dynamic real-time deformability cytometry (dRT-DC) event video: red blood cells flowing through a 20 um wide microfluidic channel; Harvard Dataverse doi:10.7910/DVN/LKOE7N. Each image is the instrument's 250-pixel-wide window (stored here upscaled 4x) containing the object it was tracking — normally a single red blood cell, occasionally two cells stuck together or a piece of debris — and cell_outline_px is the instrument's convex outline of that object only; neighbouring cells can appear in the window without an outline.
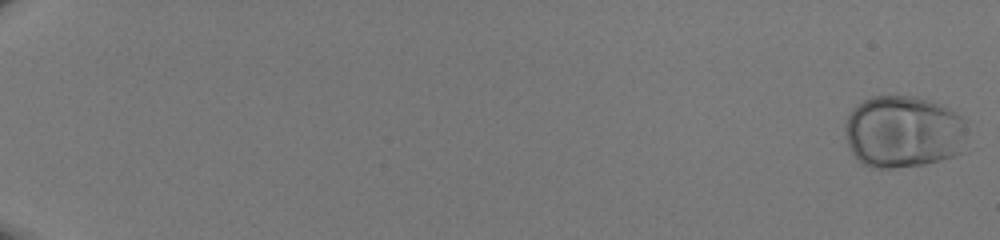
{"species": "human", "species_latin": "Homo sapiens", "temperature_condition": "room temperature", "stored_images_in_passage": 51, "camera_frame_rate_fps": 3000, "um_per_image_px": 0.085, "donor": {"sex": "male"}, "frame": {"image": 1, "passage_image": 1, "time_ms": 0.0, "image_size_px": [1000, 240], "cell_outline_px": [[968, 120], [960, 152], [956, 156], [924, 164], [892, 168], [872, 168], [864, 164], [848, 148], [844, 128], [848, 116], [852, 108], [856, 104], [872, 96], [916, 96], [940, 104], [956, 112]], "centroid_in_image_um": [76.78, 11.19], "position_along_channel_um": 8.2, "area_um2": 51.79}}
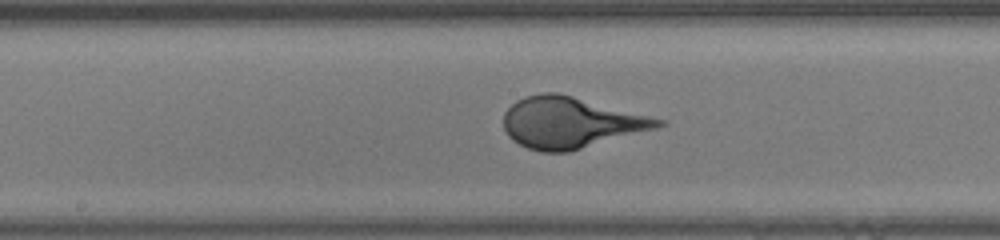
{"frame": {"image": 2, "passage_image": 31, "time_ms": 10.0, "image_size_px": [1000, 240], "cell_outline_px": [[668, 124], [656, 128], [568, 152], [540, 152], [528, 148], [512, 140], [508, 136], [504, 128], [504, 112], [516, 100], [524, 96], [544, 92], [556, 92], [668, 120]], "centroid_in_image_um": [48.5, 10.41], "position_along_channel_um": 199.7, "area_um2": 45.95}}
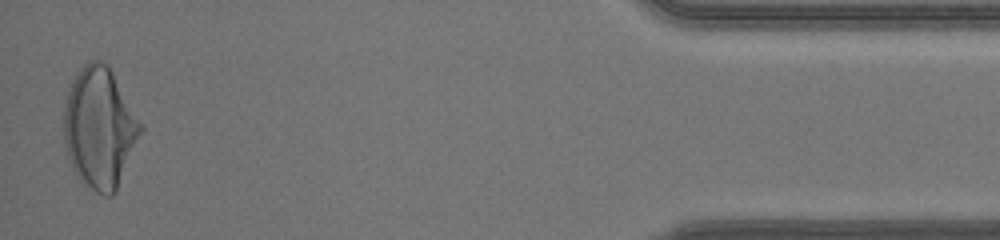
{"frame": {"image": 3, "passage_image": 51, "time_ms": 16.667, "image_size_px": [1000, 240], "cell_outline_px": [[144, 128], [116, 188], [112, 196], [104, 196], [96, 192], [80, 180], [76, 176], [68, 160], [64, 144], [64, 108], [68, 92], [80, 68], [88, 60], [100, 60], [108, 64], [144, 124]], "centroid_in_image_um": [8.47, 10.85], "position_along_channel_um": 426.7, "area_um2": 54.04}}